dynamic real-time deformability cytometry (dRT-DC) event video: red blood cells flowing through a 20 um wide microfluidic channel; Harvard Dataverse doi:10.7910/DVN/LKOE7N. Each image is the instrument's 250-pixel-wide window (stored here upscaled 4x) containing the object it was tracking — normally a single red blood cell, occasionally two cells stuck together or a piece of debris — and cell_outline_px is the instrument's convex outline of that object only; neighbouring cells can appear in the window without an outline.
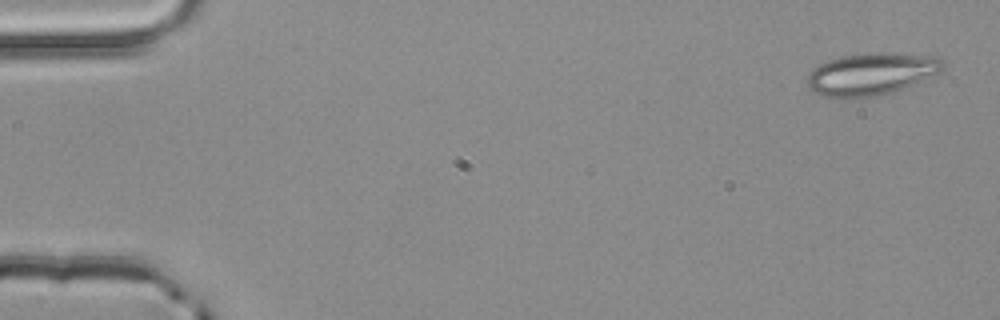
{"species": "common noctule bat (a hibernating species)", "species_latin": "Nyctalus noctula", "temperature_condition": "room temperature", "stored_images_in_passage": 4, "camera_frame_rate_fps": 3000, "um_per_image_px": 0.085, "animal": {"sex": "male", "body_mass_g": 20.4}, "frame": {"image": 1, "passage_image": 1, "time_ms": 0.0, "image_size_px": [1000, 320], "cell_outline_px": [[944, 68], [904, 88], [892, 92], [876, 96], [824, 96], [808, 88], [808, 76], [812, 68], [828, 60], [844, 56], [876, 52], [884, 52], [936, 56], [944, 64]], "centroid_in_image_um": [74.04, 6.26], "position_along_channel_um": 11.0, "area_um2": 32.48}}